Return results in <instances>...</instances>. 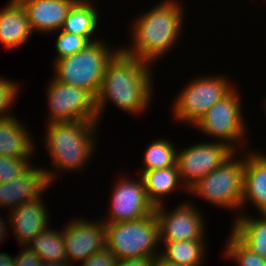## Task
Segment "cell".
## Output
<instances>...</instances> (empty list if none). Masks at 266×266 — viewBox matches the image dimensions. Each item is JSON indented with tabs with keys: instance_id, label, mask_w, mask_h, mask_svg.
I'll return each mask as SVG.
<instances>
[{
	"instance_id": "cell-1",
	"label": "cell",
	"mask_w": 266,
	"mask_h": 266,
	"mask_svg": "<svg viewBox=\"0 0 266 266\" xmlns=\"http://www.w3.org/2000/svg\"><path fill=\"white\" fill-rule=\"evenodd\" d=\"M152 68L150 63L129 56L121 49L113 56L106 65L102 84L95 98L98 123L109 101L133 116L146 112L154 94Z\"/></svg>"
},
{
	"instance_id": "cell-2",
	"label": "cell",
	"mask_w": 266,
	"mask_h": 266,
	"mask_svg": "<svg viewBox=\"0 0 266 266\" xmlns=\"http://www.w3.org/2000/svg\"><path fill=\"white\" fill-rule=\"evenodd\" d=\"M182 2L178 0H163L137 17L131 23V47H120L127 55L137 57L154 65L159 58L169 53L183 27L184 16Z\"/></svg>"
},
{
	"instance_id": "cell-3",
	"label": "cell",
	"mask_w": 266,
	"mask_h": 266,
	"mask_svg": "<svg viewBox=\"0 0 266 266\" xmlns=\"http://www.w3.org/2000/svg\"><path fill=\"white\" fill-rule=\"evenodd\" d=\"M98 121H62L47 125L45 145L59 173L83 169L94 153ZM97 129V130H96ZM59 169V171H58Z\"/></svg>"
},
{
	"instance_id": "cell-4",
	"label": "cell",
	"mask_w": 266,
	"mask_h": 266,
	"mask_svg": "<svg viewBox=\"0 0 266 266\" xmlns=\"http://www.w3.org/2000/svg\"><path fill=\"white\" fill-rule=\"evenodd\" d=\"M105 40L97 39L79 52L54 62L53 78L60 83L82 88L94 98L99 93L105 68L120 50H113ZM118 49V50H117Z\"/></svg>"
},
{
	"instance_id": "cell-5",
	"label": "cell",
	"mask_w": 266,
	"mask_h": 266,
	"mask_svg": "<svg viewBox=\"0 0 266 266\" xmlns=\"http://www.w3.org/2000/svg\"><path fill=\"white\" fill-rule=\"evenodd\" d=\"M106 247L117 260L160 255L159 223L154 213L140 219L105 224Z\"/></svg>"
},
{
	"instance_id": "cell-6",
	"label": "cell",
	"mask_w": 266,
	"mask_h": 266,
	"mask_svg": "<svg viewBox=\"0 0 266 266\" xmlns=\"http://www.w3.org/2000/svg\"><path fill=\"white\" fill-rule=\"evenodd\" d=\"M237 90L234 87L225 97L209 108L193 128L195 127L206 136L215 138L216 141L228 144L236 152H239L241 148L248 149L244 146L248 139L240 92Z\"/></svg>"
},
{
	"instance_id": "cell-7",
	"label": "cell",
	"mask_w": 266,
	"mask_h": 266,
	"mask_svg": "<svg viewBox=\"0 0 266 266\" xmlns=\"http://www.w3.org/2000/svg\"><path fill=\"white\" fill-rule=\"evenodd\" d=\"M235 152L226 162L208 173L188 190V194L228 210H241L244 156ZM230 208V209H229Z\"/></svg>"
},
{
	"instance_id": "cell-8",
	"label": "cell",
	"mask_w": 266,
	"mask_h": 266,
	"mask_svg": "<svg viewBox=\"0 0 266 266\" xmlns=\"http://www.w3.org/2000/svg\"><path fill=\"white\" fill-rule=\"evenodd\" d=\"M230 78L223 75L199 76L191 79L173 103L175 121L194 126L215 103L225 97L233 88Z\"/></svg>"
},
{
	"instance_id": "cell-9",
	"label": "cell",
	"mask_w": 266,
	"mask_h": 266,
	"mask_svg": "<svg viewBox=\"0 0 266 266\" xmlns=\"http://www.w3.org/2000/svg\"><path fill=\"white\" fill-rule=\"evenodd\" d=\"M46 88L49 114L46 123L98 121L95 98L86 90L51 79Z\"/></svg>"
},
{
	"instance_id": "cell-10",
	"label": "cell",
	"mask_w": 266,
	"mask_h": 266,
	"mask_svg": "<svg viewBox=\"0 0 266 266\" xmlns=\"http://www.w3.org/2000/svg\"><path fill=\"white\" fill-rule=\"evenodd\" d=\"M236 151L228 144L200 142L178 151L176 164L185 188L189 190L204 176L226 162Z\"/></svg>"
},
{
	"instance_id": "cell-11",
	"label": "cell",
	"mask_w": 266,
	"mask_h": 266,
	"mask_svg": "<svg viewBox=\"0 0 266 266\" xmlns=\"http://www.w3.org/2000/svg\"><path fill=\"white\" fill-rule=\"evenodd\" d=\"M135 179L120 177L110 195L108 218L100 219L104 224H114L140 219L155 212L149 200L142 177Z\"/></svg>"
},
{
	"instance_id": "cell-12",
	"label": "cell",
	"mask_w": 266,
	"mask_h": 266,
	"mask_svg": "<svg viewBox=\"0 0 266 266\" xmlns=\"http://www.w3.org/2000/svg\"><path fill=\"white\" fill-rule=\"evenodd\" d=\"M164 204L165 202L155 207L161 243L205 239L206 223L203 214L193 202L185 201L169 212L166 211L167 207Z\"/></svg>"
},
{
	"instance_id": "cell-13",
	"label": "cell",
	"mask_w": 266,
	"mask_h": 266,
	"mask_svg": "<svg viewBox=\"0 0 266 266\" xmlns=\"http://www.w3.org/2000/svg\"><path fill=\"white\" fill-rule=\"evenodd\" d=\"M68 222L63 227V240L70 263H82L106 247V227L102 221L78 217Z\"/></svg>"
},
{
	"instance_id": "cell-14",
	"label": "cell",
	"mask_w": 266,
	"mask_h": 266,
	"mask_svg": "<svg viewBox=\"0 0 266 266\" xmlns=\"http://www.w3.org/2000/svg\"><path fill=\"white\" fill-rule=\"evenodd\" d=\"M55 171L32 165L14 180L0 183V207H8L10 211L22 203L39 199L56 180Z\"/></svg>"
},
{
	"instance_id": "cell-15",
	"label": "cell",
	"mask_w": 266,
	"mask_h": 266,
	"mask_svg": "<svg viewBox=\"0 0 266 266\" xmlns=\"http://www.w3.org/2000/svg\"><path fill=\"white\" fill-rule=\"evenodd\" d=\"M26 10L32 31L53 34L61 30L77 0H19ZM43 32V33H42Z\"/></svg>"
},
{
	"instance_id": "cell-16",
	"label": "cell",
	"mask_w": 266,
	"mask_h": 266,
	"mask_svg": "<svg viewBox=\"0 0 266 266\" xmlns=\"http://www.w3.org/2000/svg\"><path fill=\"white\" fill-rule=\"evenodd\" d=\"M43 200L41 196L35 201L22 203L10 210L9 224L13 228L15 239L20 243L19 246L24 247L48 227L49 212Z\"/></svg>"
},
{
	"instance_id": "cell-17",
	"label": "cell",
	"mask_w": 266,
	"mask_h": 266,
	"mask_svg": "<svg viewBox=\"0 0 266 266\" xmlns=\"http://www.w3.org/2000/svg\"><path fill=\"white\" fill-rule=\"evenodd\" d=\"M247 151L243 153L245 156L241 209L250 203L258 212H266V155L250 149Z\"/></svg>"
},
{
	"instance_id": "cell-18",
	"label": "cell",
	"mask_w": 266,
	"mask_h": 266,
	"mask_svg": "<svg viewBox=\"0 0 266 266\" xmlns=\"http://www.w3.org/2000/svg\"><path fill=\"white\" fill-rule=\"evenodd\" d=\"M30 26L26 10L19 0H9L0 9V43L7 49H16L25 45L31 38Z\"/></svg>"
},
{
	"instance_id": "cell-19",
	"label": "cell",
	"mask_w": 266,
	"mask_h": 266,
	"mask_svg": "<svg viewBox=\"0 0 266 266\" xmlns=\"http://www.w3.org/2000/svg\"><path fill=\"white\" fill-rule=\"evenodd\" d=\"M12 115L0 119V155L31 159L34 150L32 135L24 123ZM31 136V137H30Z\"/></svg>"
},
{
	"instance_id": "cell-20",
	"label": "cell",
	"mask_w": 266,
	"mask_h": 266,
	"mask_svg": "<svg viewBox=\"0 0 266 266\" xmlns=\"http://www.w3.org/2000/svg\"><path fill=\"white\" fill-rule=\"evenodd\" d=\"M258 215L259 218L240 212L239 217L234 218L230 232L253 253L266 260V212H259Z\"/></svg>"
},
{
	"instance_id": "cell-21",
	"label": "cell",
	"mask_w": 266,
	"mask_h": 266,
	"mask_svg": "<svg viewBox=\"0 0 266 266\" xmlns=\"http://www.w3.org/2000/svg\"><path fill=\"white\" fill-rule=\"evenodd\" d=\"M138 176L142 177L147 196L155 207L162 205L165 200L163 198L176 191L175 189L182 187V191L188 192L179 176L177 164L164 169L144 171Z\"/></svg>"
},
{
	"instance_id": "cell-22",
	"label": "cell",
	"mask_w": 266,
	"mask_h": 266,
	"mask_svg": "<svg viewBox=\"0 0 266 266\" xmlns=\"http://www.w3.org/2000/svg\"><path fill=\"white\" fill-rule=\"evenodd\" d=\"M99 15L91 0H77L70 8L61 30L84 36L89 42L96 41L93 36L99 25Z\"/></svg>"
},
{
	"instance_id": "cell-23",
	"label": "cell",
	"mask_w": 266,
	"mask_h": 266,
	"mask_svg": "<svg viewBox=\"0 0 266 266\" xmlns=\"http://www.w3.org/2000/svg\"><path fill=\"white\" fill-rule=\"evenodd\" d=\"M206 239L163 242L164 249L160 252L165 260L177 266H204Z\"/></svg>"
},
{
	"instance_id": "cell-24",
	"label": "cell",
	"mask_w": 266,
	"mask_h": 266,
	"mask_svg": "<svg viewBox=\"0 0 266 266\" xmlns=\"http://www.w3.org/2000/svg\"><path fill=\"white\" fill-rule=\"evenodd\" d=\"M25 247L36 253L43 261L67 260L63 229L53 230L48 226L28 242Z\"/></svg>"
},
{
	"instance_id": "cell-25",
	"label": "cell",
	"mask_w": 266,
	"mask_h": 266,
	"mask_svg": "<svg viewBox=\"0 0 266 266\" xmlns=\"http://www.w3.org/2000/svg\"><path fill=\"white\" fill-rule=\"evenodd\" d=\"M143 160V169L140 170V174L144 171L175 166L177 160L176 146L170 140L157 139L147 145Z\"/></svg>"
},
{
	"instance_id": "cell-26",
	"label": "cell",
	"mask_w": 266,
	"mask_h": 266,
	"mask_svg": "<svg viewBox=\"0 0 266 266\" xmlns=\"http://www.w3.org/2000/svg\"><path fill=\"white\" fill-rule=\"evenodd\" d=\"M224 248L223 256L237 262L238 266H266V260L253 253L232 232Z\"/></svg>"
},
{
	"instance_id": "cell-27",
	"label": "cell",
	"mask_w": 266,
	"mask_h": 266,
	"mask_svg": "<svg viewBox=\"0 0 266 266\" xmlns=\"http://www.w3.org/2000/svg\"><path fill=\"white\" fill-rule=\"evenodd\" d=\"M57 33V39L55 40L57 56L55 57V61H53V63L61 58L71 56L80 50H83L88 43H90L84 36L66 33L62 30H58Z\"/></svg>"
},
{
	"instance_id": "cell-28",
	"label": "cell",
	"mask_w": 266,
	"mask_h": 266,
	"mask_svg": "<svg viewBox=\"0 0 266 266\" xmlns=\"http://www.w3.org/2000/svg\"><path fill=\"white\" fill-rule=\"evenodd\" d=\"M19 88L20 84L14 80L0 77V119L14 115L11 109L19 95Z\"/></svg>"
},
{
	"instance_id": "cell-29",
	"label": "cell",
	"mask_w": 266,
	"mask_h": 266,
	"mask_svg": "<svg viewBox=\"0 0 266 266\" xmlns=\"http://www.w3.org/2000/svg\"><path fill=\"white\" fill-rule=\"evenodd\" d=\"M30 161L0 155V183L10 182L24 173L32 165Z\"/></svg>"
},
{
	"instance_id": "cell-30",
	"label": "cell",
	"mask_w": 266,
	"mask_h": 266,
	"mask_svg": "<svg viewBox=\"0 0 266 266\" xmlns=\"http://www.w3.org/2000/svg\"><path fill=\"white\" fill-rule=\"evenodd\" d=\"M116 256L105 247L101 251L93 253L88 259L82 262L81 266H116Z\"/></svg>"
},
{
	"instance_id": "cell-31",
	"label": "cell",
	"mask_w": 266,
	"mask_h": 266,
	"mask_svg": "<svg viewBox=\"0 0 266 266\" xmlns=\"http://www.w3.org/2000/svg\"><path fill=\"white\" fill-rule=\"evenodd\" d=\"M14 258L15 266H41L43 263V260L28 248L23 249L22 252H19Z\"/></svg>"
},
{
	"instance_id": "cell-32",
	"label": "cell",
	"mask_w": 266,
	"mask_h": 266,
	"mask_svg": "<svg viewBox=\"0 0 266 266\" xmlns=\"http://www.w3.org/2000/svg\"><path fill=\"white\" fill-rule=\"evenodd\" d=\"M153 257L117 260L116 266H152Z\"/></svg>"
},
{
	"instance_id": "cell-33",
	"label": "cell",
	"mask_w": 266,
	"mask_h": 266,
	"mask_svg": "<svg viewBox=\"0 0 266 266\" xmlns=\"http://www.w3.org/2000/svg\"><path fill=\"white\" fill-rule=\"evenodd\" d=\"M0 266H15L14 256L0 252Z\"/></svg>"
},
{
	"instance_id": "cell-34",
	"label": "cell",
	"mask_w": 266,
	"mask_h": 266,
	"mask_svg": "<svg viewBox=\"0 0 266 266\" xmlns=\"http://www.w3.org/2000/svg\"><path fill=\"white\" fill-rule=\"evenodd\" d=\"M2 217L3 215L0 217V243L1 244H2V241H4V238L6 239V236H9L7 233V231H9L7 230L8 225H6L7 223L9 224V219L6 222L5 218L3 219Z\"/></svg>"
},
{
	"instance_id": "cell-35",
	"label": "cell",
	"mask_w": 266,
	"mask_h": 266,
	"mask_svg": "<svg viewBox=\"0 0 266 266\" xmlns=\"http://www.w3.org/2000/svg\"><path fill=\"white\" fill-rule=\"evenodd\" d=\"M152 266H177L165 260L162 256L157 255L153 257Z\"/></svg>"
},
{
	"instance_id": "cell-36",
	"label": "cell",
	"mask_w": 266,
	"mask_h": 266,
	"mask_svg": "<svg viewBox=\"0 0 266 266\" xmlns=\"http://www.w3.org/2000/svg\"><path fill=\"white\" fill-rule=\"evenodd\" d=\"M41 266H72V263H70L68 260H64V261H43Z\"/></svg>"
}]
</instances>
